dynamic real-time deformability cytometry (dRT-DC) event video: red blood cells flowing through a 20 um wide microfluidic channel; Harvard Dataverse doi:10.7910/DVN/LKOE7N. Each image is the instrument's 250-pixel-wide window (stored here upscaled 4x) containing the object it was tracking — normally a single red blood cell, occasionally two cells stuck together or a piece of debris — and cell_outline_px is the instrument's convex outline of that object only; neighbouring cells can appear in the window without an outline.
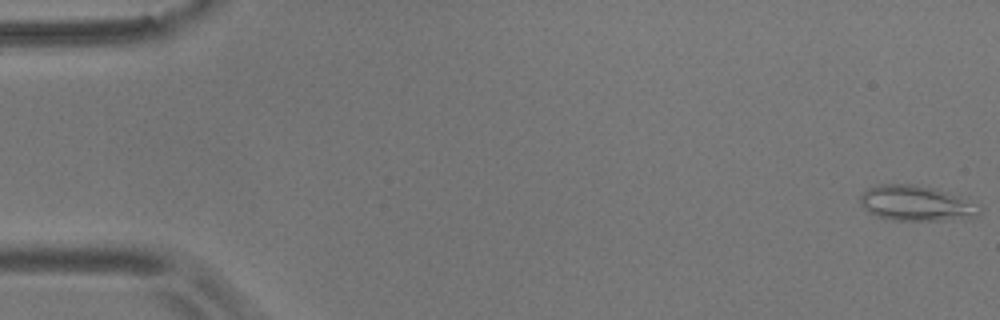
{"species": "common noctule bat (a hibernating species)", "species_latin": "Nyctalus noctula", "temperature_condition": "room temperature", "stored_images_in_passage": 55, "camera_frame_rate_fps": 3000, "um_per_image_px": 0.085, "animal": {"sex": "male", "body_mass_g": 17.9}, "frame": {"image": 1, "passage_image": 1, "time_ms": 0.0, "image_size_px": [1000, 320], "cell_outline_px": [[984, 208], [980, 216], [968, 220], [892, 220], [876, 216], [864, 208], [860, 200], [860, 196], [868, 188], [880, 184], [908, 184], [932, 188], [968, 196]], "centroid_in_image_um": [78.06, 17.3], "position_along_channel_um": 6.9, "area_um2": 25.32}}
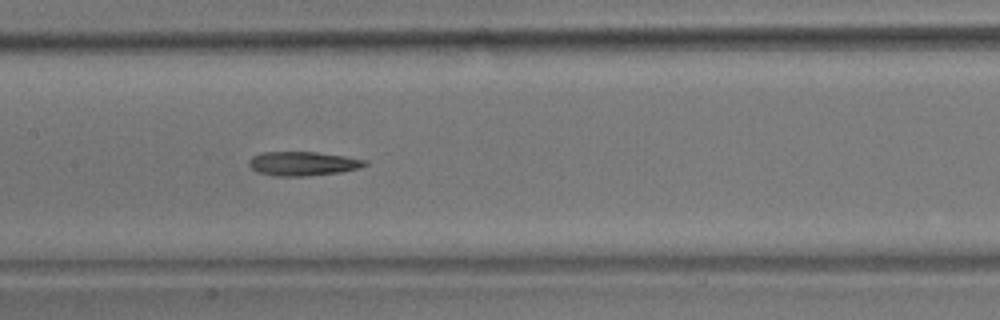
{"frame": {"image": 2, "passage_image": 27, "time_ms": 8.667, "image_size_px": [1000, 320], "cell_outline_px": [[368, 164], [360, 168], [340, 172], [308, 176], [272, 176], [256, 172], [248, 164], [248, 160], [252, 156], [260, 152], [316, 152], [344, 156], [368, 160]], "centroid_in_image_um": [25.72, 13.91], "position_along_channel_um": 181.7, "area_um2": 16.47}}
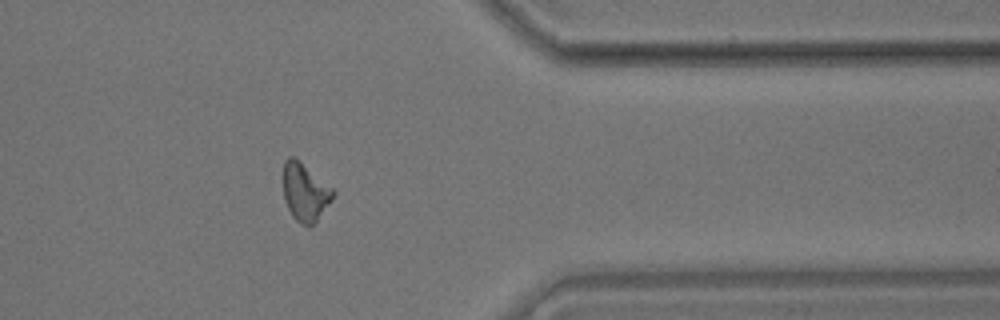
{"frame": {"image": 3, "passage_image": 45, "time_ms": 14.667, "image_size_px": [1000, 320], "cell_outline_px": [[336, 192], [332, 200], [316, 220], [308, 228], [300, 224], [292, 216], [284, 200], [284, 160], [288, 156], [292, 156], [336, 188]], "centroid_in_image_um": [25.96, 16.33], "position_along_channel_um": 385.4, "area_um2": 16.94}, "authors_computed_cell_mechanics": {"area_um2": 16.9354, "velocity_mm_per_s": 3.6385, "shape_relaxation_time_tau1_ms": null, "shape_relaxation_time_tau2_ms": 7.4472, "deformation_change_tau1": null, "deformation_change_tau2": 0.1897}}